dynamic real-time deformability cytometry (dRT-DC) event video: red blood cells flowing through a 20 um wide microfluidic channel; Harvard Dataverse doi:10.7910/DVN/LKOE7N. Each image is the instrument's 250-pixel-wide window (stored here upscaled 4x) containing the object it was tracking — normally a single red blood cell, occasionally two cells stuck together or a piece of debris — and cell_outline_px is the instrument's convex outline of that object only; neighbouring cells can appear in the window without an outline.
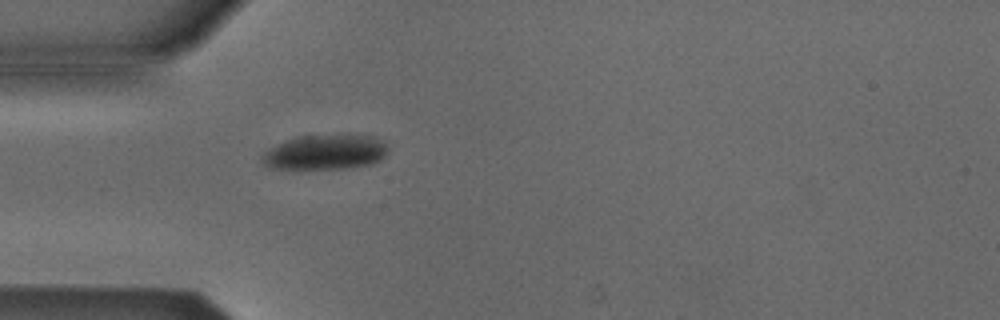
{"species": "Egyptian fruit bat (a non-hibernating species)", "species_latin": "Rousettus aegyptiacus", "temperature_condition": "cold", "stored_images_in_passage": 5, "camera_frame_rate_fps": 3000, "um_per_image_px": 0.085, "animal": {"sex": "male"}, "frame": {"image": 1, "passage_image": 5, "time_ms": 4.667, "image_size_px": [1000, 320], "cell_outline_px": [[388, 152], [380, 160], [372, 164], [352, 168], [296, 172], [268, 168], [260, 160], [264, 152], [268, 148], [276, 144], [300, 136], [348, 132], [376, 136], [384, 140], [388, 144]], "centroid_in_image_um": [27.66, 12.95], "position_along_channel_um": 57.3, "area_um2": 27.8}}